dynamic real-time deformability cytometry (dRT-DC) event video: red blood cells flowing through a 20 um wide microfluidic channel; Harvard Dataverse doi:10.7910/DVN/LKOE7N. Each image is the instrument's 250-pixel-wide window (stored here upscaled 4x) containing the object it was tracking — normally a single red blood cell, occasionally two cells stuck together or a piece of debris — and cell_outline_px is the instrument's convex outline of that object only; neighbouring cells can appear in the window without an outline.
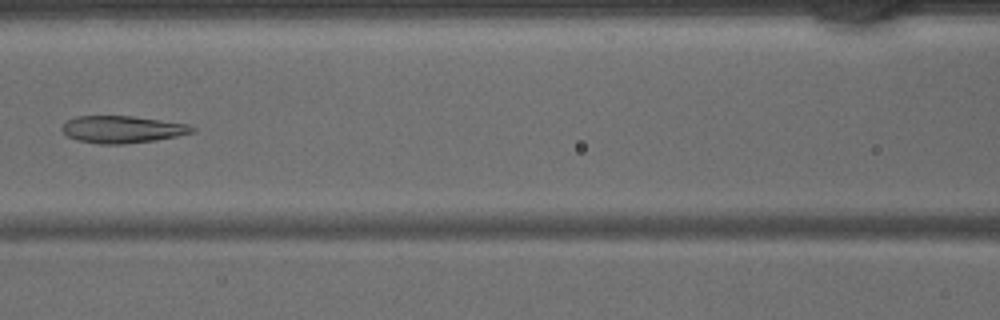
{"species": "common noctule bat (a hibernating species)", "species_latin": "Nyctalus noctula", "temperature_condition": "warm", "stored_images_in_passage": 33, "camera_frame_rate_fps": 3000, "um_per_image_px": 0.085, "animal": {"sex": "male", "body_mass_g": 15.6}, "frame": {"image": 1, "passage_image": 11, "time_ms": 3.333, "image_size_px": [1000, 320], "cell_outline_px": [[196, 132], [156, 140], [124, 144], [100, 144], [80, 140], [68, 136], [60, 128], [68, 120], [76, 116], [132, 116], [188, 124], [196, 128]], "centroid_in_image_um": [10.43, 10.99], "position_along_channel_um": 156.2, "area_um2": 20.46}}
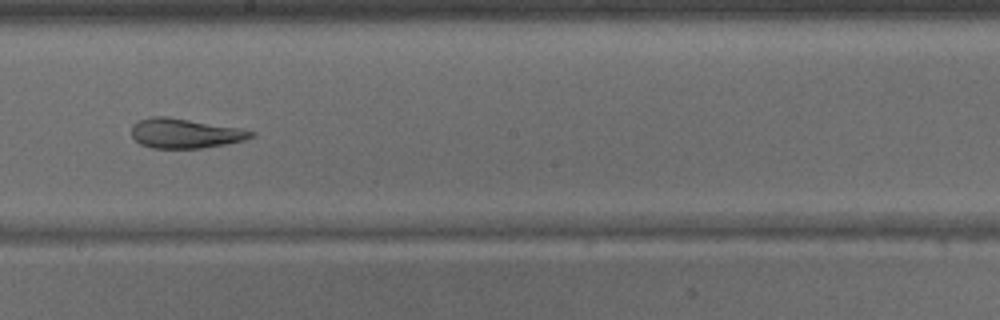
{"frame": {"image": 2, "passage_image": 16, "time_ms": 5.0, "image_size_px": [1000, 320], "cell_outline_px": [[256, 136], [244, 140], [224, 144], [200, 148], [152, 148], [140, 144], [132, 136], [132, 124], [140, 120], [152, 116], [168, 116], [240, 128], [256, 132]], "centroid_in_image_um": [15.73, 11.32], "position_along_channel_um": 232.5, "area_um2": 20.69}}
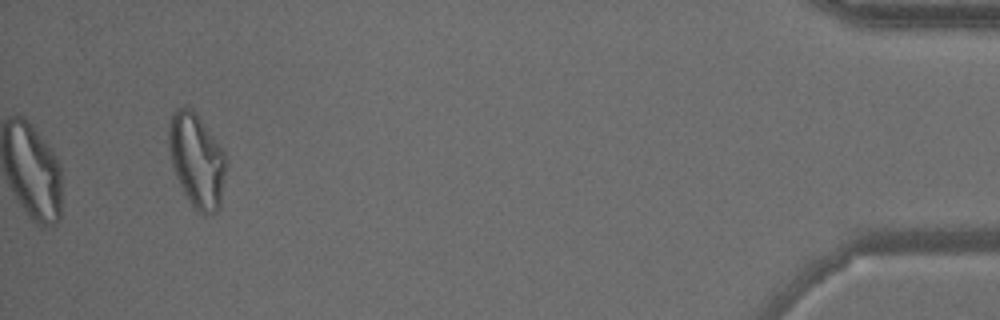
{"frame": {"image": 3, "passage_image": 33, "time_ms": 10.667, "image_size_px": [1000, 320], "cell_outline_px": [[224, 180], [220, 204], [216, 212], [208, 216], [204, 216], [196, 212], [184, 192], [172, 168], [168, 148], [168, 128], [172, 112], [176, 108], [192, 108], [196, 112], [224, 152]], "centroid_in_image_um": [16.68, 13.64], "position_along_channel_um": 418.5, "area_um2": 31.21}}